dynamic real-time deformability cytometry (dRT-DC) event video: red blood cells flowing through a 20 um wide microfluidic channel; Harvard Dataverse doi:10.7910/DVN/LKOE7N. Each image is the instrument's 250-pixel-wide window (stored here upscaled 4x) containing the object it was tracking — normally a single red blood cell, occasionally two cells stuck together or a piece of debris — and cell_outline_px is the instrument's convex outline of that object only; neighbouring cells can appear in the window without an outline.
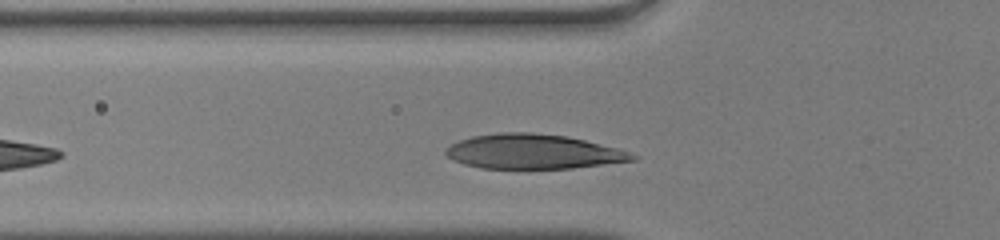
{"species": "human", "species_latin": "Homo sapiens", "temperature_condition": "warm", "stored_images_in_passage": 26, "camera_frame_rate_fps": 3000, "um_per_image_px": 0.085, "donor": {"sex": "male"}, "frame": {"image": 1, "passage_image": 3, "time_ms": 0.667, "image_size_px": [1000, 240], "cell_outline_px": [[640, 156], [636, 160], [572, 168], [480, 168], [464, 164], [452, 160], [444, 152], [444, 148], [460, 140], [472, 136], [500, 132], [532, 132], [564, 136], [584, 140], [616, 148]], "centroid_in_image_um": [45.29, 12.88], "position_along_channel_um": 80.5, "area_um2": 37.51}}
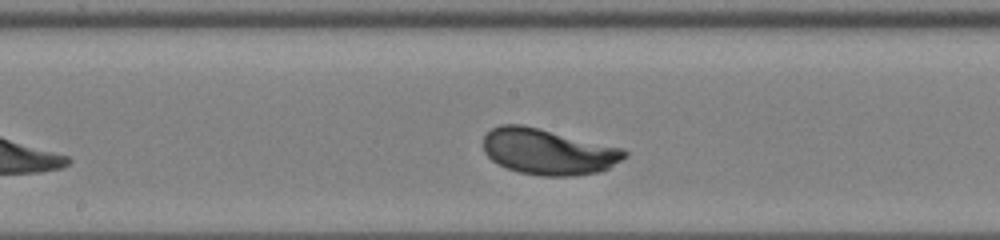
{"frame": {"image": 2, "passage_image": 12, "time_ms": 3.667, "image_size_px": [1000, 240], "cell_outline_px": [[628, 156], [608, 168], [600, 172], [572, 176], [540, 176], [520, 172], [508, 168], [492, 160], [484, 152], [484, 136], [492, 128], [500, 124], [524, 124], [624, 148], [628, 152]], "centroid_in_image_um": [46.62, 12.88], "position_along_channel_um": 201.6, "area_um2": 37.97}}
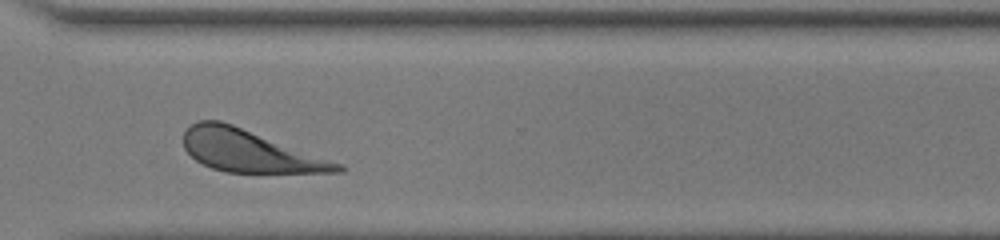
{"frame": {"image": 3, "passage_image": 23, "time_ms": 7.333, "image_size_px": [1000, 240], "cell_outline_px": [[344, 172], [224, 172], [212, 168], [196, 160], [184, 148], [184, 132], [192, 124], [200, 120], [220, 120], [232, 124], [344, 164]], "centroid_in_image_um": [21.22, 12.83], "position_along_channel_um": 349.4, "area_um2": 37.28}, "authors_computed_cell_mechanics": {"area_um2": 37.3099, "velocity_mm_per_s": 4.0199, "shape_relaxation_time_tau1_ms": 1.9134, "shape_relaxation_time_tau2_ms": null, "deformation_change_tau1": 0.1587, "deformation_change_tau2": null}}